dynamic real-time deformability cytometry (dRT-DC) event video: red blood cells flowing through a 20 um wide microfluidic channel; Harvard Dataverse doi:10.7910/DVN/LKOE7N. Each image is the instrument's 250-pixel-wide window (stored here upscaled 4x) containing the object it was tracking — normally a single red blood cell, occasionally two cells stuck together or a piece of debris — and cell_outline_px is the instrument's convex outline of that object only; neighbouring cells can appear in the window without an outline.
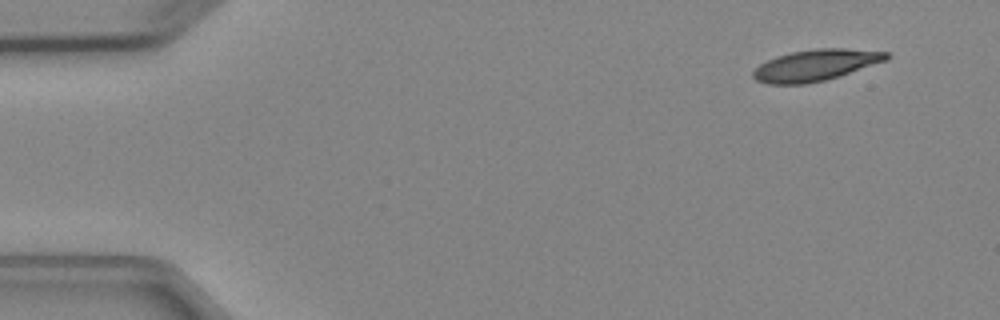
{"species": "Egyptian fruit bat (a non-hibernating species)", "species_latin": "Rousettus aegyptiacus", "temperature_condition": "cold", "stored_images_in_passage": 5, "camera_frame_rate_fps": 3000, "um_per_image_px": 0.085, "animal": {"sex": "female"}, "frame": {"image": 1, "passage_image": 1, "time_ms": 0.0, "image_size_px": [1000, 320], "cell_outline_px": [[892, 56], [888, 60], [840, 76], [824, 80], [804, 84], [768, 84], [756, 80], [752, 76], [752, 72], [760, 64], [776, 56], [792, 52], [816, 48], [844, 48], [888, 52]], "centroid_in_image_um": [69.36, 5.54], "position_along_channel_um": 15.6, "area_um2": 24.39}}
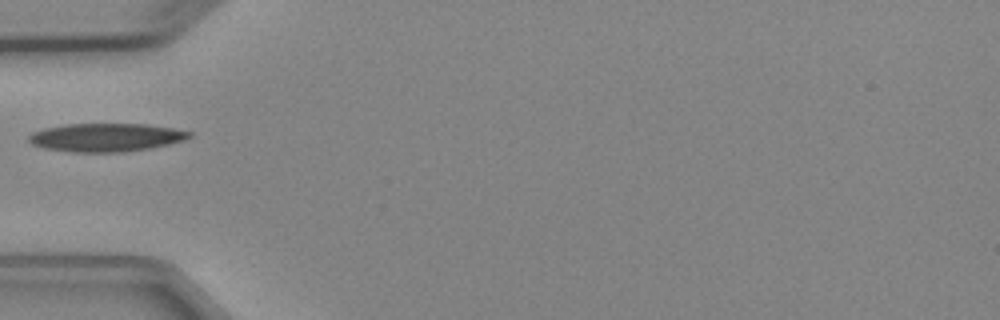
{"frame": {"image": 2, "passage_image": 4, "time_ms": 4.333, "image_size_px": [1000, 320], "cell_outline_px": [[192, 136], [184, 140], [168, 144], [148, 148], [124, 152], [72, 152], [44, 148], [32, 144], [28, 140], [28, 136], [32, 132], [44, 128], [64, 124], [148, 124], [172, 128], [192, 132]], "centroid_in_image_um": [8.99, 11.67], "position_along_channel_um": 76.0, "area_um2": 26.47}}